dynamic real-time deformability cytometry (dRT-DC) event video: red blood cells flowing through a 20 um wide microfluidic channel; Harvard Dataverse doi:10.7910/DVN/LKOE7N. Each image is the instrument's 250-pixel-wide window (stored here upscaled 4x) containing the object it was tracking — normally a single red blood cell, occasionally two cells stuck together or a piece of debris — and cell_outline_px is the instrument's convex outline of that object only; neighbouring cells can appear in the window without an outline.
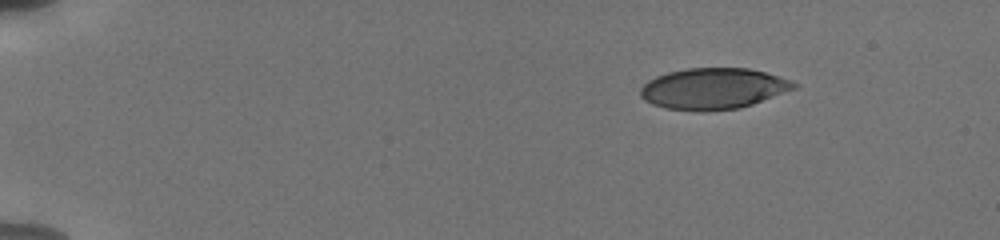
{"species": "human", "species_latin": "Homo sapiens", "temperature_condition": "cold", "stored_images_in_passage": 48, "camera_frame_rate_fps": 3000, "um_per_image_px": 0.085, "donor": {"sex": "male"}, "frame": {"image": 1, "passage_image": 1, "time_ms": 0.0, "image_size_px": [1000, 240], "cell_outline_px": [[800, 84], [796, 88], [752, 104], [740, 108], [704, 112], [696, 112], [664, 108], [652, 104], [644, 100], [640, 96], [640, 88], [648, 80], [656, 76], [668, 72], [688, 68], [748, 68], [764, 72], [792, 80]], "centroid_in_image_um": [60.61, 7.54], "position_along_channel_um": 24.4, "area_um2": 37.05}}
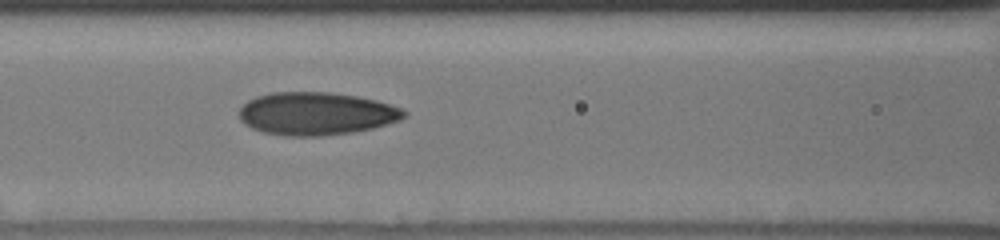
{"frame": {"image": 2, "passage_image": 19, "time_ms": 6.0, "image_size_px": [1000, 240], "cell_outline_px": [[408, 116], [400, 120], [372, 128], [352, 132], [324, 136], [284, 136], [264, 132], [252, 128], [244, 124], [240, 120], [240, 108], [248, 100], [256, 96], [272, 92], [328, 92], [356, 96], [376, 100], [400, 108], [408, 112]], "centroid_in_image_um": [26.88, 9.66], "position_along_channel_um": 139.7, "area_um2": 41.21}}
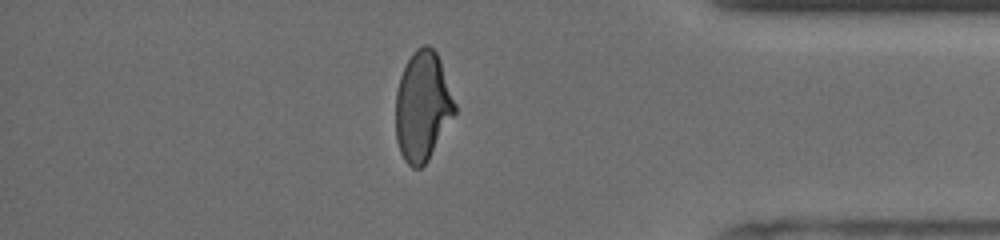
{"frame": {"image": 3, "passage_image": 41, "time_ms": 13.333, "image_size_px": [1000, 240], "cell_outline_px": [[456, 112], [428, 160], [420, 168], [412, 168], [404, 160], [400, 152], [396, 140], [396, 92], [400, 76], [412, 52], [416, 48], [424, 44], [428, 44], [436, 52], [440, 60], [456, 104]], "centroid_in_image_um": [35.91, 9.03], "position_along_channel_um": 399.3, "area_um2": 37.69}, "authors_computed_cell_mechanics": {"area_um2": 38.8994, "velocity_mm_per_s": 3.8157, "shape_relaxation_time_tau1_ms": 5.249, "shape_relaxation_time_tau2_ms": 1.3578, "deformation_change_tau1": 0.1555, "deformation_change_tau2": 0.0755}}